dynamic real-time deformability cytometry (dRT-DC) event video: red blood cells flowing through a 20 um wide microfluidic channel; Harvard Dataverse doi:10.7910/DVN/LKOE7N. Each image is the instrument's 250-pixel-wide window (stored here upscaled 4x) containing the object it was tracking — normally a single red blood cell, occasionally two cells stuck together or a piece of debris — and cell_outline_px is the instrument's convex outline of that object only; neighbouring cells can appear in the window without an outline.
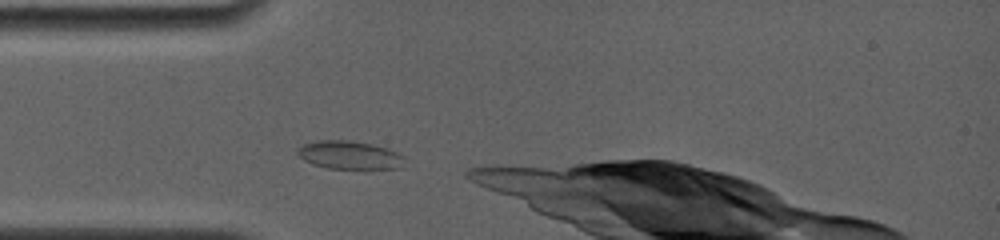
{"species": "common noctule bat (a hibernating species)", "species_latin": "Nyctalus noctula", "temperature_condition": "room temperature", "stored_images_in_passage": 5, "camera_frame_rate_fps": 4000, "um_per_image_px": 0.085, "animal": {"sex": "female", "body_mass_g": 19.0, "forearm_length_mm": 56.7}, "frame": {"image": 1, "passage_image": 1, "time_ms": 0.0, "image_size_px": [1000, 240], "cell_outline_px": [[404, 156], [400, 168], [328, 168], [312, 164], [304, 160], [296, 152], [304, 144], [316, 140], [348, 140], [372, 144], [388, 148]], "centroid_in_image_um": [29.69, 13.17], "position_along_channel_um": 55.3, "area_um2": 17.34}}